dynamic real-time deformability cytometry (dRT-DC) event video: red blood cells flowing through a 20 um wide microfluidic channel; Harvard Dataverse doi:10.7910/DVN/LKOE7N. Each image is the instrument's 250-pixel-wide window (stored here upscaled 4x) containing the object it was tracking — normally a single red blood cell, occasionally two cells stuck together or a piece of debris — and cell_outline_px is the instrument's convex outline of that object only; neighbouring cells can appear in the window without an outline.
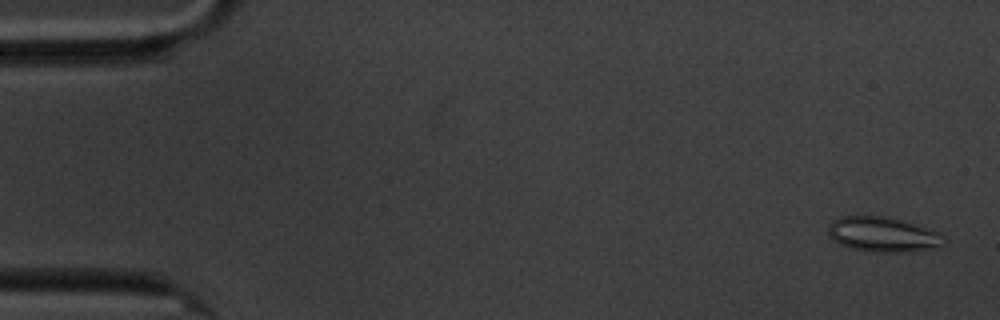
{"species": "common noctule bat (a hibernating species)", "species_latin": "Nyctalus noctula", "temperature_condition": "cold", "stored_images_in_passage": 60, "segment_of_instrument_passage": [1, 2], "camera_frame_rate_fps": 3000, "um_per_image_px": 0.085, "animal": {"sex": "male", "body_mass_g": 20.1, "forearm_length_mm": 53.5}, "frame": {"image": 1, "passage_image": 2, "time_ms": 0.333, "image_size_px": [1000, 320], "cell_outline_px": [[948, 240], [940, 248], [908, 252], [868, 252], [848, 248], [840, 244], [828, 236], [828, 224], [832, 220], [844, 216], [888, 216], [940, 232]], "centroid_in_image_um": [75.08, 19.95], "position_along_channel_um": 9.9, "area_um2": 24.1}}
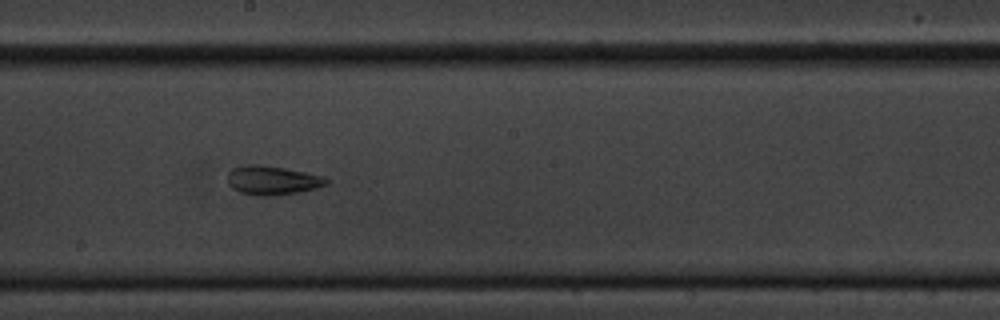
{"frame": {"image": 2, "passage_image": 32, "time_ms": 10.333, "image_size_px": [1000, 320], "cell_outline_px": [[328, 184], [316, 188], [300, 192], [272, 196], [256, 196], [240, 192], [232, 188], [228, 184], [228, 172], [232, 168], [244, 164], [256, 164], [284, 168], [324, 176], [328, 180]], "centroid_in_image_um": [23.13, 15.33], "position_along_channel_um": 225.1, "area_um2": 16.82}}
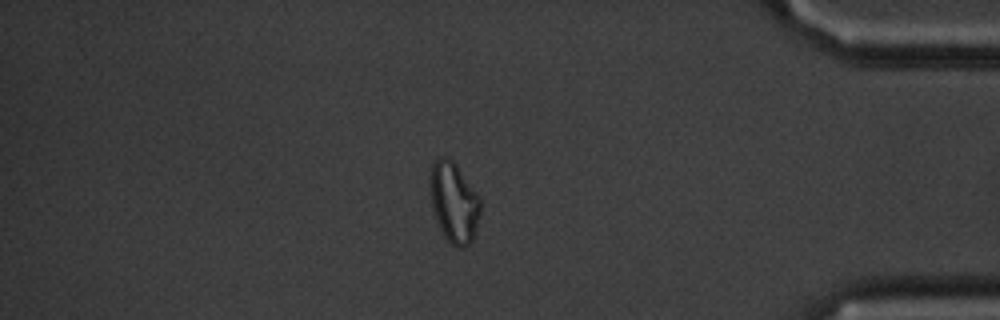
{"frame": {"image": 3, "passage_image": 50, "time_ms": 16.333, "image_size_px": [1000, 320], "cell_outline_px": [[480, 212], [472, 240], [464, 248], [456, 248], [444, 236], [436, 220], [432, 208], [428, 184], [428, 180], [432, 164], [440, 156], [444, 156], [452, 160], [456, 164], [480, 196]], "centroid_in_image_um": [38.56, 17.17], "position_along_channel_um": 396.6, "area_um2": 23.76}}